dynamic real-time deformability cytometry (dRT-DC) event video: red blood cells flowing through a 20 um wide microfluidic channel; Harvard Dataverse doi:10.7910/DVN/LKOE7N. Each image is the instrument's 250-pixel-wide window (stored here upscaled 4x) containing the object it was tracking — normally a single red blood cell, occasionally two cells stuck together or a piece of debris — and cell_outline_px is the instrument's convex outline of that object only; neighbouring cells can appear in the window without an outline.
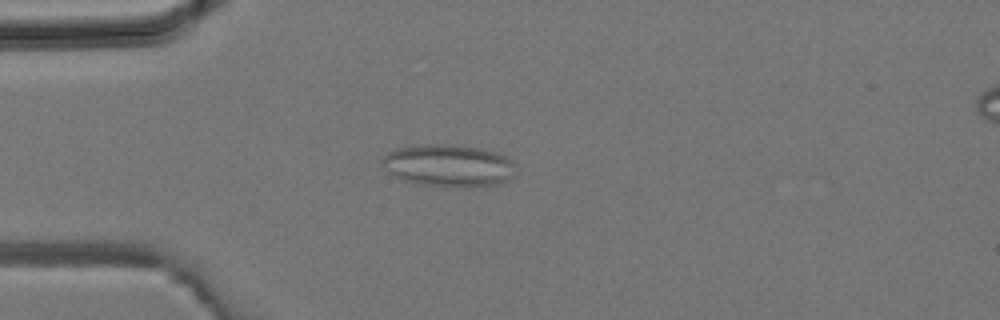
{"species": "common noctule bat (a hibernating species)", "species_latin": "Nyctalus noctula", "temperature_condition": "room temperature", "stored_images_in_passage": 37, "segment_of_instrument_passage": [1, 2], "camera_frame_rate_fps": 3000, "um_per_image_px": 0.085, "animal": {"sex": "male", "body_mass_g": 19.2, "forearm_length_mm": 51.8}, "frame": {"image": 1, "passage_image": 10, "time_ms": 3.0, "image_size_px": [1000, 320], "cell_outline_px": [[512, 176], [496, 184], [456, 188], [420, 184], [404, 180], [388, 172], [380, 160], [388, 152], [396, 148], [424, 144], [456, 144], [480, 148], [496, 152], [512, 160]], "centroid_in_image_um": [38.07, 14.06], "position_along_channel_um": 46.9, "area_um2": 32.71}}